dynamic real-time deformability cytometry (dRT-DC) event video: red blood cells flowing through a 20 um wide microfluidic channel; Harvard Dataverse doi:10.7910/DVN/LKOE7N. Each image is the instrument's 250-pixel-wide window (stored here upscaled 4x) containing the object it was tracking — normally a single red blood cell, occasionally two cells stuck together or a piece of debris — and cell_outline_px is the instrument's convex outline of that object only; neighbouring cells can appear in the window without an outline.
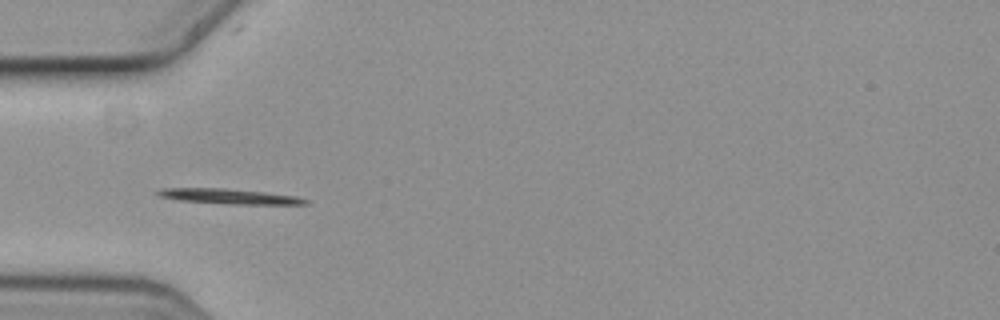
{"species": "common noctule bat (a hibernating species)", "species_latin": "Nyctalus noctula", "temperature_condition": "cold", "stored_images_in_passage": 8, "camera_frame_rate_fps": 3000, "um_per_image_px": 0.085, "animal": {"sex": "female", "body_mass_g": 19.3, "forearm_length_mm": 54.1}, "frame": {"image": 1, "passage_image": 5, "time_ms": 1.333, "image_size_px": [1000, 320], "cell_outline_px": [[308, 204], [228, 204], [180, 200], [160, 196], [152, 192], [160, 188], [224, 188], [264, 192], [296, 196], [308, 200]], "centroid_in_image_um": [19.43, 16.68], "position_along_channel_um": 65.6, "area_um2": 12.95}}
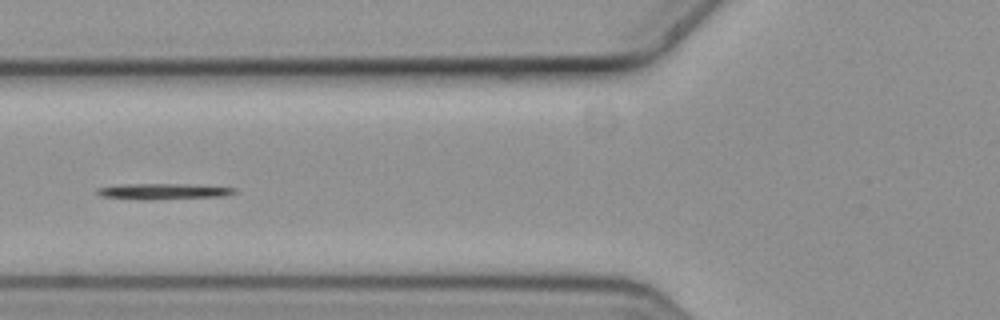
{"frame": {"image": 2, "passage_image": 6, "time_ms": 1.667, "image_size_px": [1000, 320], "cell_outline_px": [[236, 192], [224, 196], [100, 196], [96, 192], [96, 188], [120, 184], [188, 184], [236, 188]], "centroid_in_image_um": [13.93, 16.18], "position_along_channel_um": 111.9, "area_um2": 10.87}}
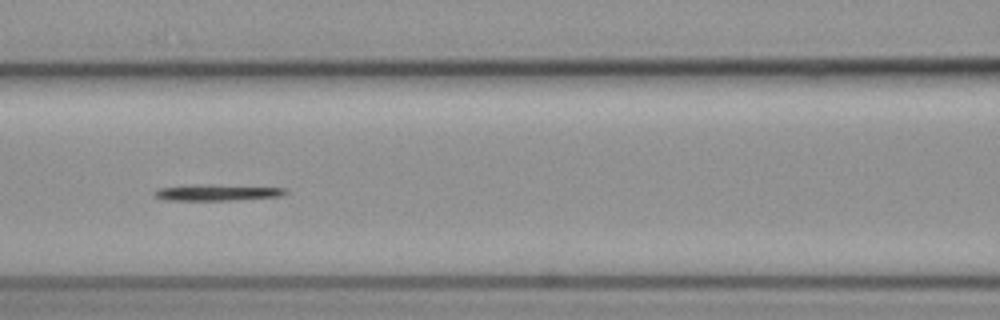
{"frame": {"image": 3, "passage_image": 7, "time_ms": 2.0, "image_size_px": [1000, 320], "cell_outline_px": [[288, 192], [280, 196], [236, 200], [164, 200], [152, 196], [152, 192], [156, 188], [196, 184], [212, 184], [284, 188]], "centroid_in_image_um": [18.35, 16.36], "position_along_channel_um": 148.3, "area_um2": 12.6}}